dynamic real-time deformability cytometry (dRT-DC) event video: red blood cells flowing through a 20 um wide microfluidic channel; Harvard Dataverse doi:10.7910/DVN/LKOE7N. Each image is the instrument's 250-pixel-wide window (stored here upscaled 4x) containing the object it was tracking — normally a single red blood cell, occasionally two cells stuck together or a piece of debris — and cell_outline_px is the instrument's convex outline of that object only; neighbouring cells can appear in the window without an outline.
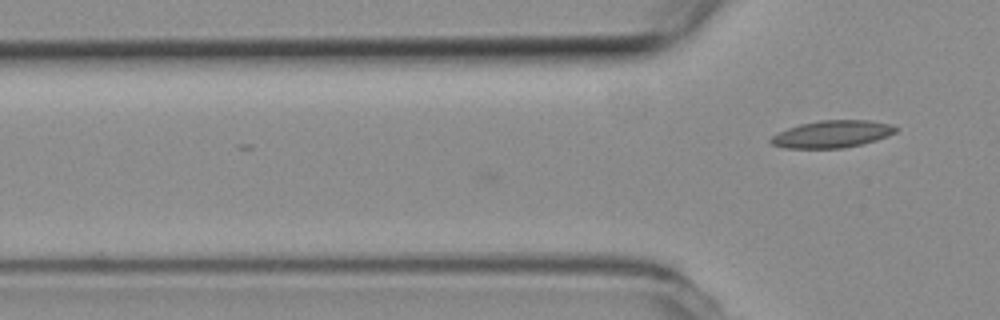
{"species": "common noctule bat (a hibernating species)", "species_latin": "Nyctalus noctula", "temperature_condition": "room temperature", "stored_images_in_passage": 7, "camera_frame_rate_fps": 3000, "um_per_image_px": 0.085, "animal": {"sex": "female", "body_mass_g": 19.3, "forearm_length_mm": 54.1}, "frame": {"image": 1, "passage_image": 7, "time_ms": 2.0, "image_size_px": [1000, 320], "cell_outline_px": [[900, 128], [896, 132], [888, 136], [876, 140], [844, 148], [784, 148], [772, 144], [768, 140], [772, 136], [788, 128], [800, 124], [820, 120], [868, 120], [888, 124]], "centroid_in_image_um": [70.73, 11.4], "position_along_channel_um": 55.1, "area_um2": 19.71}}